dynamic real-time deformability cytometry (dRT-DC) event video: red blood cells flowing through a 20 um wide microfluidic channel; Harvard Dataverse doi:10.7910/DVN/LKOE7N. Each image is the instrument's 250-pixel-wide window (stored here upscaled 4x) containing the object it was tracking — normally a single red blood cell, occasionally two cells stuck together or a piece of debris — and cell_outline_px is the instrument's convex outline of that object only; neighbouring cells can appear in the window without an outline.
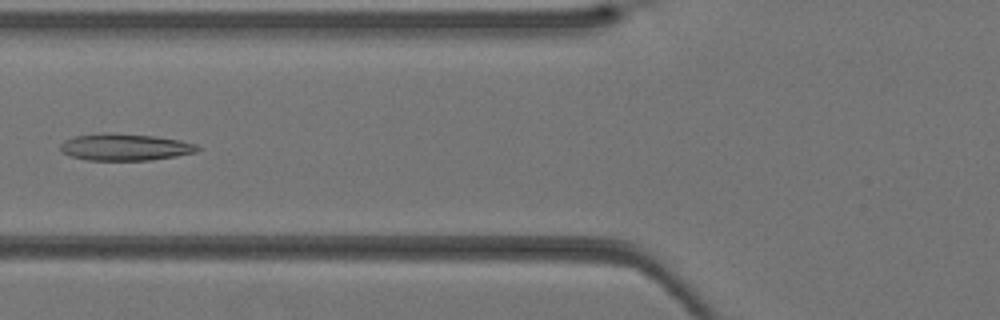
{"species": "Egyptian fruit bat (a non-hibernating species)", "species_latin": "Rousettus aegyptiacus", "temperature_condition": "warm", "stored_images_in_passage": 31, "camera_frame_rate_fps": 3000, "um_per_image_px": 0.085, "animal": {"sex": "female"}, "frame": {"image": 1, "passage_image": 14, "time_ms": 4.333, "image_size_px": [1000, 320], "cell_outline_px": [[200, 148], [196, 152], [176, 156], [148, 160], [88, 160], [72, 156], [60, 152], [60, 144], [64, 140], [76, 136], [156, 136], [180, 140], [196, 144]], "centroid_in_image_um": [10.67, 12.56], "position_along_channel_um": 115.1, "area_um2": 20.29}}
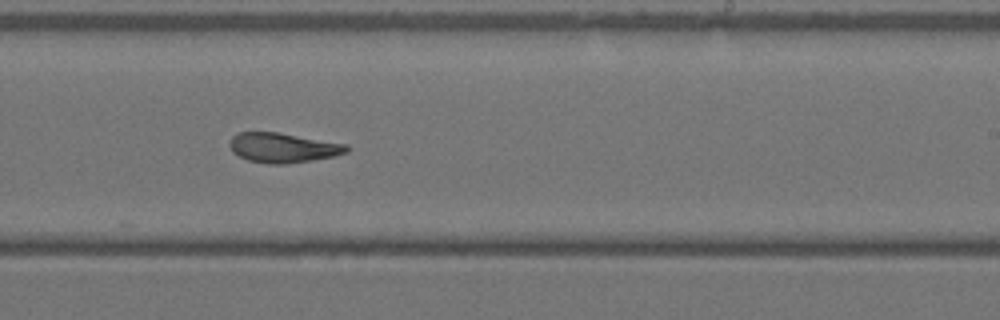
{"frame": {"image": 2, "passage_image": 23, "time_ms": 7.333, "image_size_px": [1000, 320], "cell_outline_px": [[348, 152], [336, 156], [312, 160], [284, 164], [268, 164], [248, 160], [232, 152], [228, 144], [232, 136], [236, 132], [280, 132], [348, 144]], "centroid_in_image_um": [24.05, 12.54], "position_along_channel_um": 264.9, "area_um2": 20.52}}
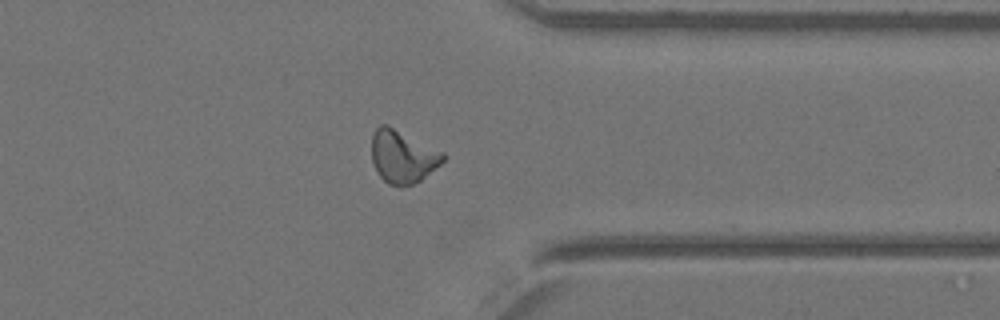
{"frame": {"image": 3, "passage_image": 30, "time_ms": 9.667, "image_size_px": [1000, 320], "cell_outline_px": [[444, 160], [440, 164], [420, 180], [412, 184], [400, 188], [388, 184], [380, 176], [372, 160], [372, 132], [380, 124], [388, 124], [444, 152]], "centroid_in_image_um": [34.21, 13.29], "position_along_channel_um": 377.2, "area_um2": 22.02}}